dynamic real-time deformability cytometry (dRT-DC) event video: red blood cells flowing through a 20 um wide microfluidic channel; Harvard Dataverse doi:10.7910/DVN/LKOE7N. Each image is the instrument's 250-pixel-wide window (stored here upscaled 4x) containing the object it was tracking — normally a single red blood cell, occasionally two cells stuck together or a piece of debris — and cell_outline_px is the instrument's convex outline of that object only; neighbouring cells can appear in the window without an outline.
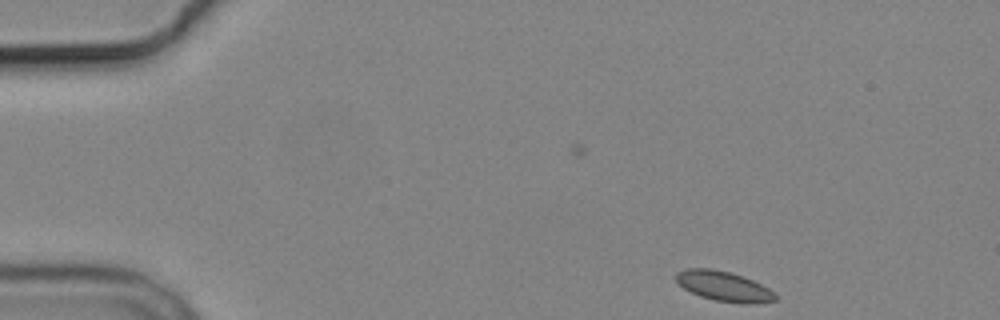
{"species": "common noctule bat (a hibernating species)", "species_latin": "Nyctalus noctula", "temperature_condition": "cold", "stored_images_in_passage": 3, "camera_frame_rate_fps": 3000, "um_per_image_px": 0.085, "animal": {"sex": "male", "body_mass_g": 19.2, "forearm_length_mm": 51.8}, "frame": {"image": 1, "passage_image": 1, "time_ms": 0.0, "image_size_px": [1000, 320], "cell_outline_px": [[776, 300], [752, 304], [740, 304], [716, 300], [700, 296], [684, 288], [676, 280], [676, 272], [688, 268], [712, 268], [744, 276], [768, 288], [776, 296]], "centroid_in_image_um": [61.52, 24.33], "position_along_channel_um": 23.5, "area_um2": 17.17}}